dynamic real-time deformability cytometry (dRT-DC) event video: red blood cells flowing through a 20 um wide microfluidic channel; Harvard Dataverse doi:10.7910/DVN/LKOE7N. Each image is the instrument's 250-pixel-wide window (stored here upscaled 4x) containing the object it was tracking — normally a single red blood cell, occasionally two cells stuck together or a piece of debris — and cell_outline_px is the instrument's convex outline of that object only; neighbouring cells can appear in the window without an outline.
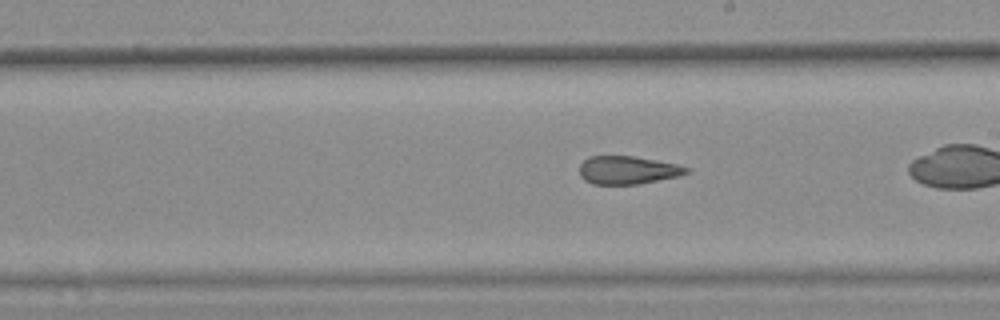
{"species": "common noctule bat (a hibernating species)", "species_latin": "Nyctalus noctula", "temperature_condition": "warm", "stored_images_in_passage": 41, "camera_frame_rate_fps": 3000, "um_per_image_px": 0.085, "animal": {"sex": "female", "body_mass_g": 25.1}, "frame": {"image": 1, "passage_image": 24, "time_ms": 7.667, "image_size_px": [1000, 320], "cell_outline_px": [[688, 172], [676, 176], [636, 184], [592, 184], [584, 180], [580, 176], [580, 164], [588, 156], [636, 156], [676, 164], [688, 168]], "centroid_in_image_um": [53.28, 14.45], "position_along_channel_um": 235.7, "area_um2": 17.28}, "authors_computed_cell_mechanics": {"area_um2": 18.785, "velocity_mm_per_s": 3.8948, "shape_relaxation_time_tau1_ms": null, "shape_relaxation_time_tau2_ms": 2.6018, "deformation_change_tau1": null, "deformation_change_tau2": 0.1217}}